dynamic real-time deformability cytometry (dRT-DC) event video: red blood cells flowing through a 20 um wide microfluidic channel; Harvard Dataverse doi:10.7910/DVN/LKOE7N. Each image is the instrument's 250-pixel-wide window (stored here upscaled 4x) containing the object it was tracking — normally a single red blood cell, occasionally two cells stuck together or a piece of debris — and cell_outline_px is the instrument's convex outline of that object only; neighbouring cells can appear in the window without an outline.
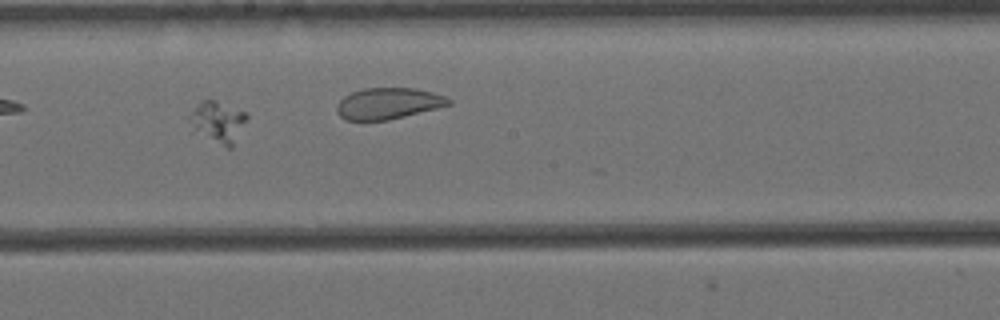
{"species": "Egyptian fruit bat (a non-hibernating species)", "species_latin": "Rousettus aegyptiacus", "temperature_condition": "cold", "stored_images_in_passage": 15, "camera_frame_rate_fps": 3000, "um_per_image_px": 0.085, "animal": {"sex": "female"}, "frame": {"image": 1, "passage_image": 14, "time_ms": 4.333, "image_size_px": [1000, 320], "cell_outline_px": [[248, 120], [232, 148], [228, 148], [196, 128], [184, 116], [204, 100], [216, 100], [248, 112]], "centroid_in_image_um": [18.6, 10.3], "position_along_channel_um": 229.6, "area_um2": 13.47}}